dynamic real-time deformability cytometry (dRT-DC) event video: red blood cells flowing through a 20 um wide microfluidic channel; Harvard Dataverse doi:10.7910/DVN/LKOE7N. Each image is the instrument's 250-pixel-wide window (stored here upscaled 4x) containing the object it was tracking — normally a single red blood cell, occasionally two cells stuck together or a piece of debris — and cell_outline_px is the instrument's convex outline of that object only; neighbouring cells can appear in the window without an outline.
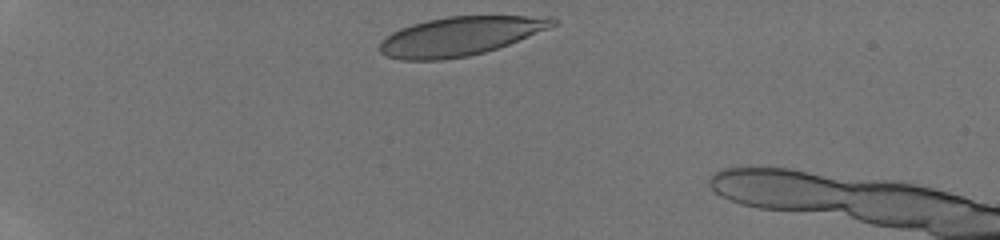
{"species": "human", "species_latin": "Homo sapiens", "temperature_condition": "room temperature", "stored_images_in_passage": 32, "camera_frame_rate_fps": 3000, "um_per_image_px": 0.085, "donor": {"sex": "male"}, "frame": {"image": 1, "passage_image": 1, "time_ms": 0.0, "image_size_px": [1000, 240], "cell_outline_px": [[560, 24], [508, 44], [484, 52], [468, 56], [440, 60], [400, 60], [384, 56], [380, 52], [380, 40], [384, 36], [400, 28], [412, 24], [428, 20], [448, 16], [552, 16], [560, 20]], "centroid_in_image_um": [39.11, 3.07], "position_along_channel_um": 45.9, "area_um2": 39.42}}
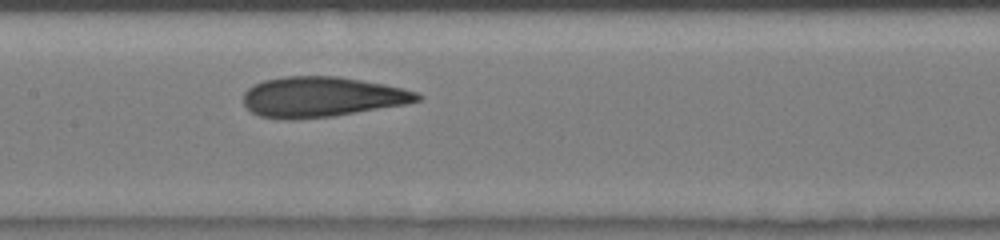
{"frame": {"image": 2, "passage_image": 14, "time_ms": 4.667, "image_size_px": [1000, 240], "cell_outline_px": [[424, 96], [420, 100], [404, 104], [332, 116], [296, 120], [288, 120], [260, 116], [252, 112], [244, 104], [244, 92], [248, 88], [264, 80], [284, 76], [336, 76], [384, 84], [420, 92]], "centroid_in_image_um": [27.35, 8.24], "position_along_channel_um": 180.0, "area_um2": 40.69}}
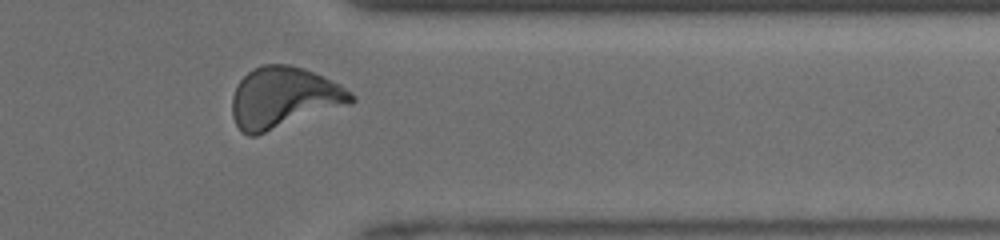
{"frame": {"image": 3, "passage_image": 28, "time_ms": 9.667, "image_size_px": [1000, 240], "cell_outline_px": [[356, 100], [352, 104], [256, 136], [248, 136], [240, 132], [232, 116], [232, 96], [240, 80], [252, 68], [260, 64], [288, 64], [304, 68], [340, 84], [352, 92], [356, 96]], "centroid_in_image_um": [24.13, 8.31], "position_along_channel_um": 387.3, "area_um2": 42.95}, "authors_computed_cell_mechanics": {"area_um2": 40.4022, "velocity_mm_per_s": 4.1784, "shape_relaxation_time_tau1_ms": 7.9891, "shape_relaxation_time_tau2_ms": 0.981, "deformation_change_tau1": 0.2106, "deformation_change_tau2": 0.0591}}